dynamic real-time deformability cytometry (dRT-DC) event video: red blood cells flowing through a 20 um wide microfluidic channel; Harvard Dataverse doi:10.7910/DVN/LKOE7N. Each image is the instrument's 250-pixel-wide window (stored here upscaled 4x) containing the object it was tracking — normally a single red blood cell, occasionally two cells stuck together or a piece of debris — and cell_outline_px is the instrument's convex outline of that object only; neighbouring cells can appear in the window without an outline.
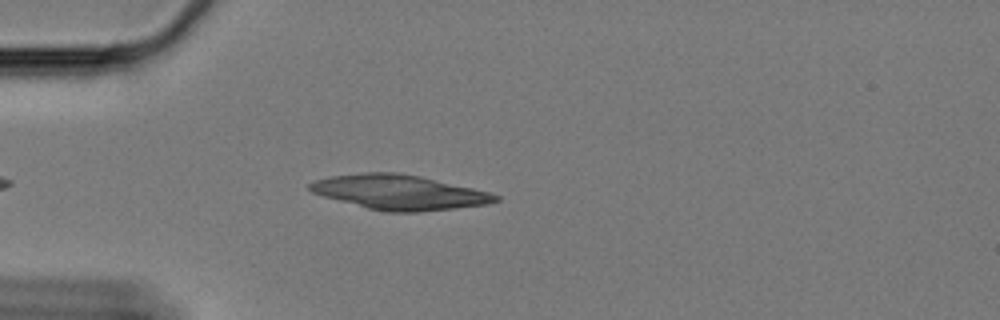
{"species": "Egyptian fruit bat (a non-hibernating species)", "species_latin": "Rousettus aegyptiacus", "temperature_condition": "cold", "stored_images_in_passage": 44, "camera_frame_rate_fps": 3000, "um_per_image_px": 0.085, "animal": {"sex": "female"}, "frame": {"image": 1, "passage_image": 7, "time_ms": 2.0, "image_size_px": [1000, 320], "cell_outline_px": [[500, 200], [488, 204], [416, 212], [388, 212], [368, 208], [324, 196], [312, 192], [308, 188], [308, 184], [316, 180], [332, 176], [360, 172], [400, 172], [420, 176], [472, 188], [488, 192], [500, 196]], "centroid_in_image_um": [33.93, 16.33], "position_along_channel_um": 51.1, "area_um2": 37.17}}
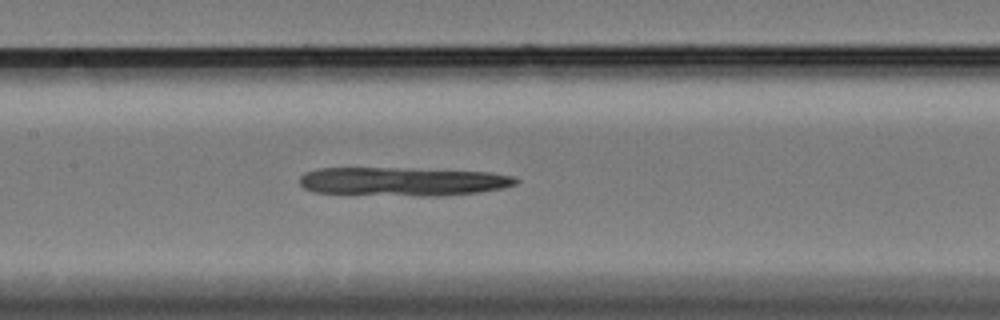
{"frame": {"image": 2, "passage_image": 19, "time_ms": 6.0, "image_size_px": [1000, 320], "cell_outline_px": [[520, 180], [516, 184], [504, 188], [476, 192], [440, 196], [420, 196], [316, 192], [304, 188], [300, 184], [300, 176], [304, 172], [320, 168], [408, 168], [492, 172], [516, 176]], "centroid_in_image_um": [34.29, 15.41], "position_along_channel_um": 173.1, "area_um2": 36.24}}
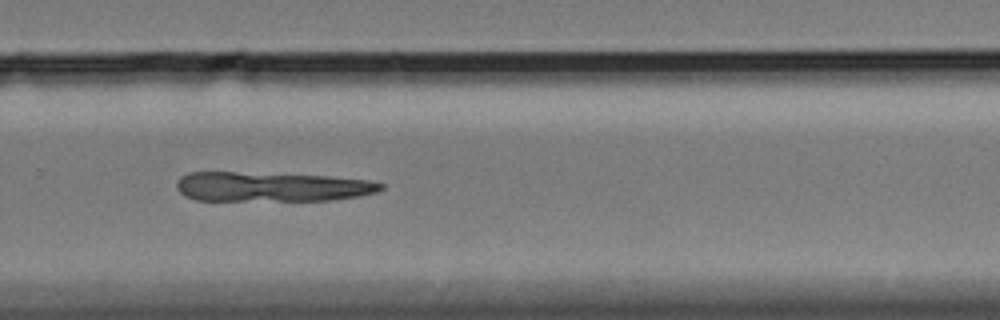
{"frame": {"image": 3, "passage_image": 31, "time_ms": 10.0, "image_size_px": [1000, 320], "cell_outline_px": [[384, 188], [376, 192], [360, 196], [332, 200], [196, 200], [184, 196], [176, 188], [176, 184], [180, 176], [188, 172], [236, 172], [328, 176], [368, 180], [384, 184]], "centroid_in_image_um": [23.06, 15.87], "position_along_channel_um": 306.7, "area_um2": 35.2}}